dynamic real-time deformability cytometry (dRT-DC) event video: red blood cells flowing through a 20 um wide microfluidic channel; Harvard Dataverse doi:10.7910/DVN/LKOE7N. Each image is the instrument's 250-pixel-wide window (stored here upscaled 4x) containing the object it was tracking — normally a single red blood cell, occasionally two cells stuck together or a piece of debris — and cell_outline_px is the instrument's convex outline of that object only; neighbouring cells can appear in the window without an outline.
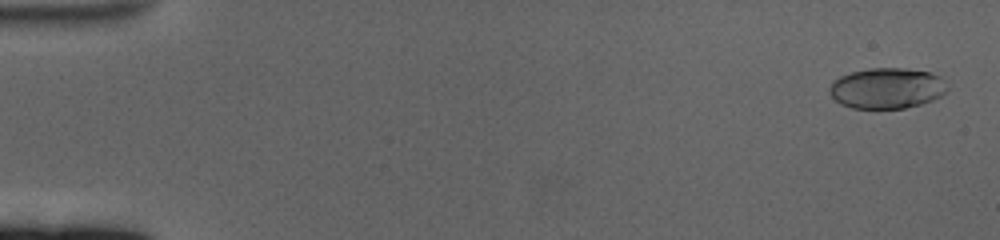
{"species": "human", "species_latin": "Homo sapiens", "temperature_condition": "cold", "stored_images_in_passage": 61, "camera_frame_rate_fps": 3000, "um_per_image_px": 0.085, "donor": {"sex": "female"}, "frame": {"image": 1, "passage_image": 2, "time_ms": 0.333, "image_size_px": [1000, 240], "cell_outline_px": [[948, 88], [940, 96], [932, 100], [920, 104], [904, 108], [852, 108], [840, 104], [828, 92], [828, 88], [832, 80], [840, 76], [852, 72], [868, 68], [904, 68], [932, 72], [940, 76]], "centroid_in_image_um": [75.36, 7.49], "position_along_channel_um": 9.6, "area_um2": 28.03}}
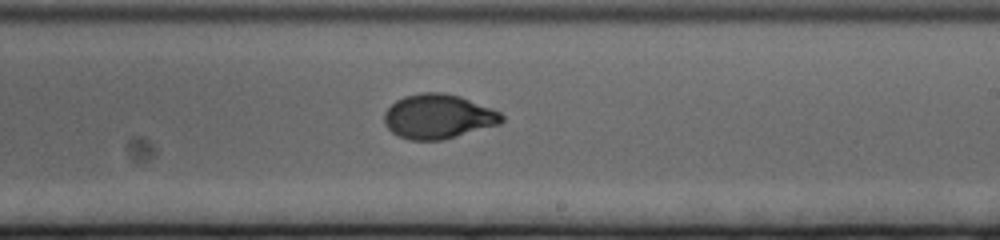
{"frame": {"image": 2, "passage_image": 37, "time_ms": 12.0, "image_size_px": [1000, 240], "cell_outline_px": [[504, 120], [500, 124], [444, 140], [408, 140], [392, 132], [384, 124], [384, 112], [396, 100], [404, 96], [420, 92], [444, 92], [460, 96], [492, 108], [500, 112], [504, 116]], "centroid_in_image_um": [37.25, 9.9], "position_along_channel_um": 251.7, "area_um2": 30.69}}
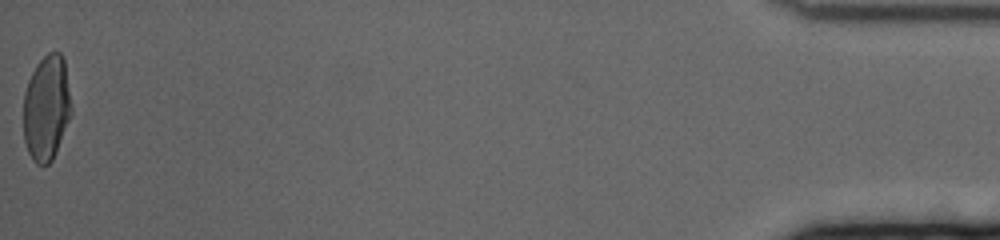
{"frame": {"image": 3, "passage_image": 61, "time_ms": 20.0, "image_size_px": [1000, 240], "cell_outline_px": [[72, 112], [56, 152], [52, 160], [48, 164], [36, 164], [32, 160], [28, 152], [24, 140], [24, 92], [28, 80], [36, 64], [48, 52], [60, 52], [64, 60], [72, 108]], "centroid_in_image_um": [3.95, 9.17], "position_along_channel_um": 431.3, "area_um2": 29.42}, "authors_computed_cell_mechanics": {"area_um2": 29.4202, "velocity_mm_per_s": 3.3714, "shape_relaxation_time_tau1_ms": 5.3357, "shape_relaxation_time_tau2_ms": null, "deformation_change_tau1": 0.1957, "deformation_change_tau2": null}}